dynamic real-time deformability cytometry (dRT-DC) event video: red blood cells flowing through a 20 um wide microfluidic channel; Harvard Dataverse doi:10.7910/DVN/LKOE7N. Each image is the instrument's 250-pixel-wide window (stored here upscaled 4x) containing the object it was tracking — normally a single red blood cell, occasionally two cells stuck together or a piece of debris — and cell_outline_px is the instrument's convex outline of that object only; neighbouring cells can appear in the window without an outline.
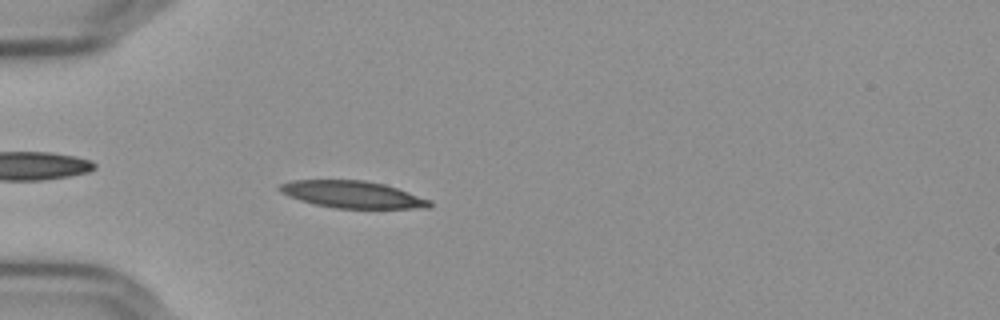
{"species": "Egyptian fruit bat (a non-hibernating species)", "species_latin": "Rousettus aegyptiacus", "temperature_condition": "cold", "stored_images_in_passage": 42, "camera_frame_rate_fps": 3000, "um_per_image_px": 0.085, "frame": {"image": 1, "passage_image": 3, "time_ms": 0.667, "image_size_px": [1000, 320], "cell_outline_px": [[432, 204], [428, 208], [336, 208], [316, 204], [300, 200], [280, 192], [276, 188], [280, 184], [292, 180], [364, 180], [384, 184], [432, 200]], "centroid_in_image_um": [29.95, 16.52], "position_along_channel_um": 55.1, "area_um2": 23.47}}
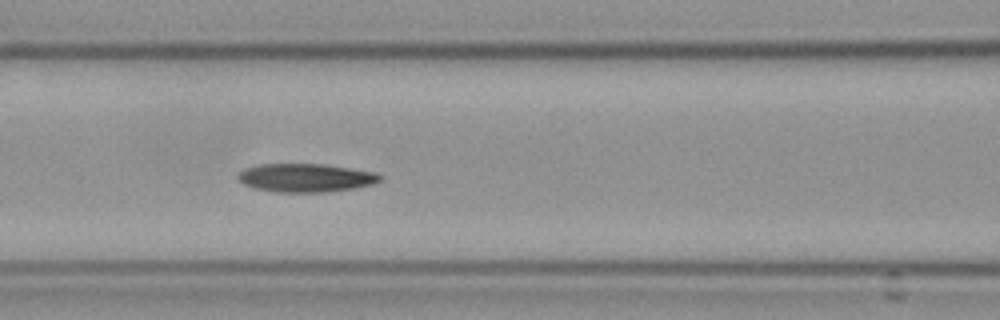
{"frame": {"image": 2, "passage_image": 11, "time_ms": 3.333, "image_size_px": [1000, 320], "cell_outline_px": [[384, 176], [380, 180], [372, 184], [352, 188], [324, 192], [276, 192], [252, 188], [236, 180], [236, 176], [244, 168], [256, 164], [324, 164], [376, 172]], "centroid_in_image_um": [25.93, 15.1], "position_along_channel_um": 140.7, "area_um2": 23.7}}
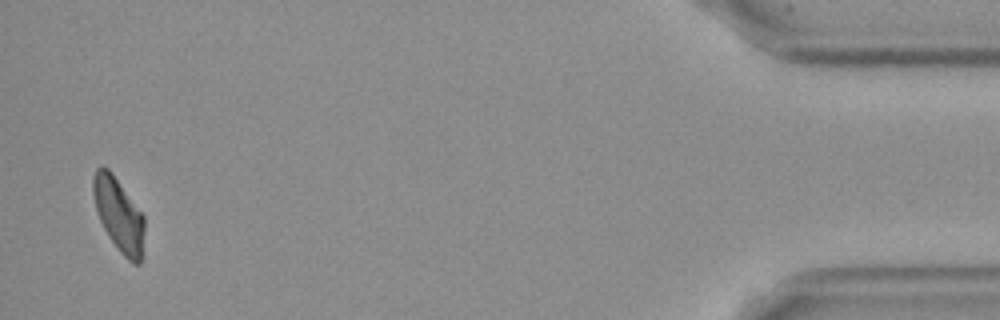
{"frame": {"image": 3, "passage_image": 41, "time_ms": 13.333, "image_size_px": [1000, 320], "cell_outline_px": [[144, 256], [140, 264], [132, 264], [120, 252], [108, 236], [100, 220], [96, 208], [92, 192], [92, 176], [96, 168], [100, 164], [108, 168], [112, 172], [144, 216]], "centroid_in_image_um": [10.1, 18.26], "position_along_channel_um": 425.1, "area_um2": 22.31}}